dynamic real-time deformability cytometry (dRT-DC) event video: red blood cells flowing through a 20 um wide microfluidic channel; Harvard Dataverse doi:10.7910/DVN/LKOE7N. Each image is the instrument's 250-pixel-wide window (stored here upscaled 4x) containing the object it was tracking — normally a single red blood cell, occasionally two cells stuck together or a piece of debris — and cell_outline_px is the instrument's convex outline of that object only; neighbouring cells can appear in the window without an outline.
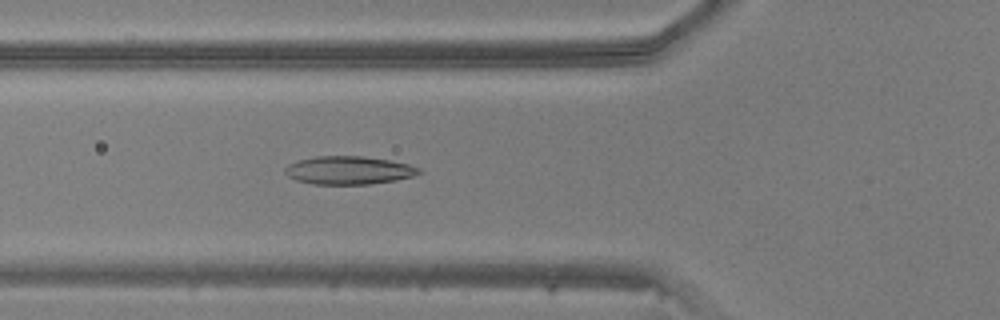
{"species": "common noctule bat (a hibernating species)", "species_latin": "Nyctalus noctula", "temperature_condition": "warm", "stored_images_in_passage": 49, "camera_frame_rate_fps": 3000, "um_per_image_px": 0.085, "animal": {"sex": "male", "body_mass_g": 20.5, "forearm_length_mm": 52.5}, "frame": {"image": 1, "passage_image": 18, "time_ms": 5.667, "image_size_px": [1000, 320], "cell_outline_px": [[424, 172], [412, 176], [396, 180], [368, 184], [312, 184], [296, 180], [288, 176], [284, 172], [284, 168], [288, 164], [300, 160], [316, 156], [364, 156], [388, 160], [408, 164], [420, 168]], "centroid_in_image_um": [29.64, 14.47], "position_along_channel_um": 96.2, "area_um2": 21.96}}
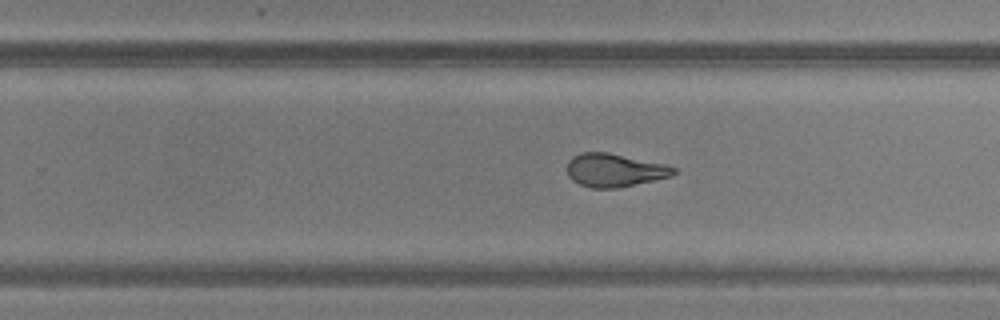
{"frame": {"image": 2, "passage_image": 31, "time_ms": 10.0, "image_size_px": [1000, 320], "cell_outline_px": [[676, 172], [668, 176], [620, 188], [592, 188], [580, 184], [572, 180], [568, 176], [568, 160], [572, 156], [584, 152], [608, 152], [664, 164], [676, 168]], "centroid_in_image_um": [52.19, 14.46], "position_along_channel_um": 277.6, "area_um2": 20.4}}
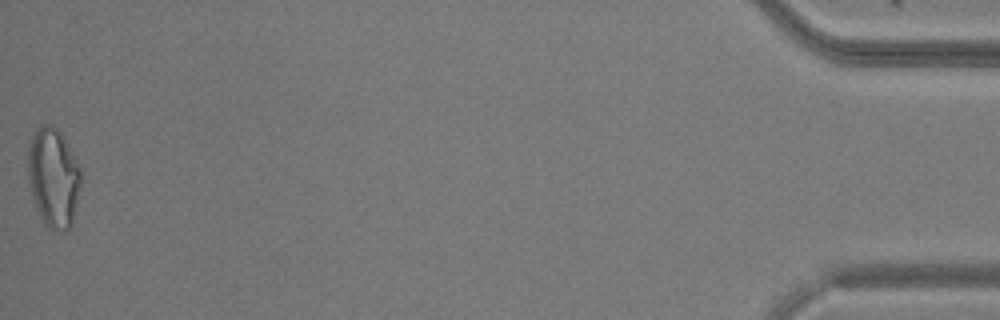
{"frame": {"image": 3, "passage_image": 49, "time_ms": 16.0, "image_size_px": [1000, 320], "cell_outline_px": [[80, 184], [72, 220], [68, 228], [64, 232], [60, 232], [48, 228], [44, 224], [40, 216], [32, 196], [28, 180], [28, 148], [32, 136], [36, 128], [44, 124], [52, 124], [60, 132], [80, 168]], "centroid_in_image_um": [4.51, 15.09], "position_along_channel_um": 430.7, "area_um2": 30.23}}